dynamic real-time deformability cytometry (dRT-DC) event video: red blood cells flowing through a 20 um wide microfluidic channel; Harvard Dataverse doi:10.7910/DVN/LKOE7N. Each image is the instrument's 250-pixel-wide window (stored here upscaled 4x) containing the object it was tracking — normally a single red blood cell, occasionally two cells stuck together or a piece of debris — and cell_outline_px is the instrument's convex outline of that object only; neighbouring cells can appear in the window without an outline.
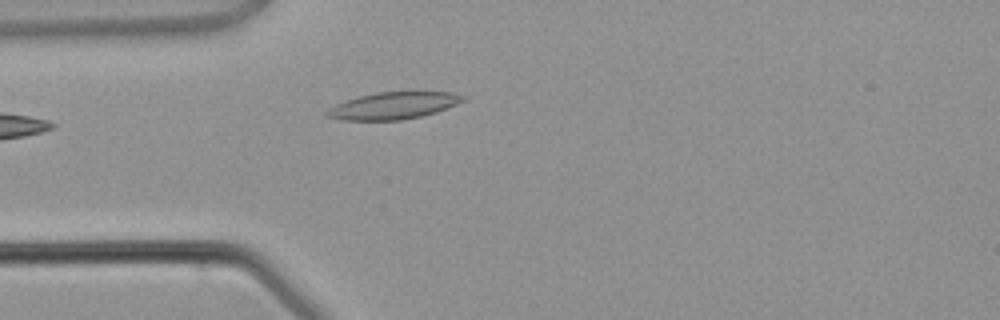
{"species": "common noctule bat (a hibernating species)", "species_latin": "Nyctalus noctula", "temperature_condition": "warm", "stored_images_in_passage": 1, "camera_frame_rate_fps": 3000, "um_per_image_px": 0.085, "animal": {"sex": "male", "body_mass_g": 21.5, "forearm_length_mm": 52.0}, "frame": {"image": 1, "passage_image": 1, "time_ms": 0.0, "image_size_px": [1000, 320], "cell_outline_px": [[468, 96], [464, 100], [456, 104], [436, 112], [420, 116], [400, 120], [344, 120], [328, 116], [324, 112], [328, 108], [336, 104], [360, 96], [376, 92], [452, 92]], "centroid_in_image_um": [33.45, 8.97], "position_along_channel_um": 51.5, "area_um2": 21.15}}